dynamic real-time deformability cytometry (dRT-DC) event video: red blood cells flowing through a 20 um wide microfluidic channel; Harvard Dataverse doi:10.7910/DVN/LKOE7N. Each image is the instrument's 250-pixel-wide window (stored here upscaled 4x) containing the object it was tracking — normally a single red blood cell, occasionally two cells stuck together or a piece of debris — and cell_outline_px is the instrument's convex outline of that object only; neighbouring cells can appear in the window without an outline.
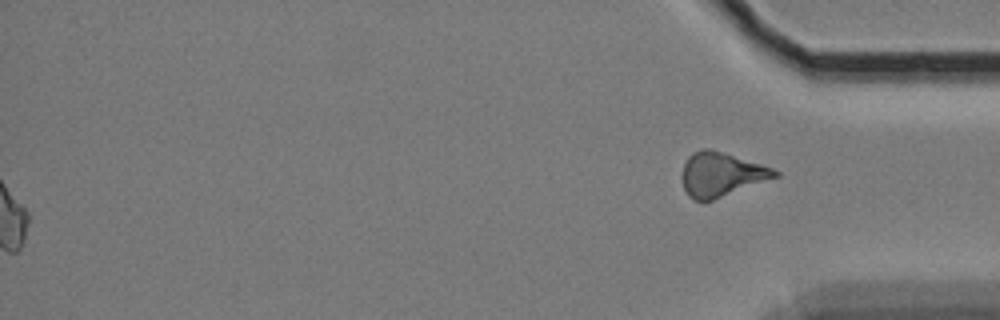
{"species": "Egyptian fruit bat (a non-hibernating species)", "species_latin": "Rousettus aegyptiacus", "temperature_condition": "cold", "stored_images_in_passage": 56, "segment_of_instrument_passage": [2, 2], "camera_frame_rate_fps": 3000, "um_per_image_px": 0.085, "animal": {"sex": "female"}, "frame": {"image": 1, "passage_image": 56, "time_ms": 18.333, "image_size_px": [1000, 320], "cell_outline_px": [[780, 176], [704, 204], [692, 200], [688, 196], [684, 188], [684, 164], [688, 156], [692, 152], [704, 148], [712, 148], [772, 168], [780, 172]], "centroid_in_image_um": [61.31, 14.86], "position_along_channel_um": 373.9, "area_um2": 24.16}}